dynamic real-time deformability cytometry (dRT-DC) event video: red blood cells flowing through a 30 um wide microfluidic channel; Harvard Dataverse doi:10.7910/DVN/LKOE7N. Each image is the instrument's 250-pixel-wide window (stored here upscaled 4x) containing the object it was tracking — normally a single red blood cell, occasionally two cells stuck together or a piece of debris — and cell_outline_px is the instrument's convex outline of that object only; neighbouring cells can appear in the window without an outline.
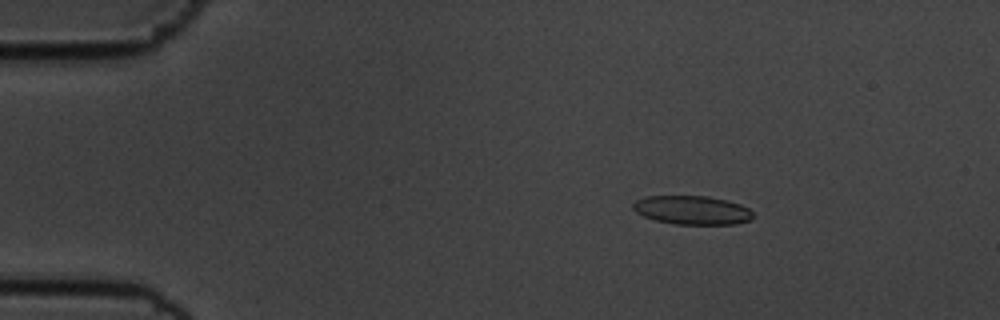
{"species": "common noctule bat (a hibernating species)", "species_latin": "Nyctalus noctula", "temperature_condition": "cold", "stored_images_in_passage": 48, "camera_frame_rate_fps": 3000, "um_per_image_px": 0.085, "animal": {"sex": "male", "body_mass_g": 19.5, "forearm_length_mm": 54.6}, "frame": {"image": 1, "passage_image": 1, "time_ms": 0.0, "image_size_px": [1000, 320], "cell_outline_px": [[752, 220], [736, 224], [672, 224], [656, 220], [644, 216], [636, 212], [632, 208], [632, 204], [636, 200], [644, 196], [708, 196], [728, 200], [740, 204], [748, 208], [752, 212]], "centroid_in_image_um": [58.83, 17.85], "position_along_channel_um": 26.2, "area_um2": 20.23}}
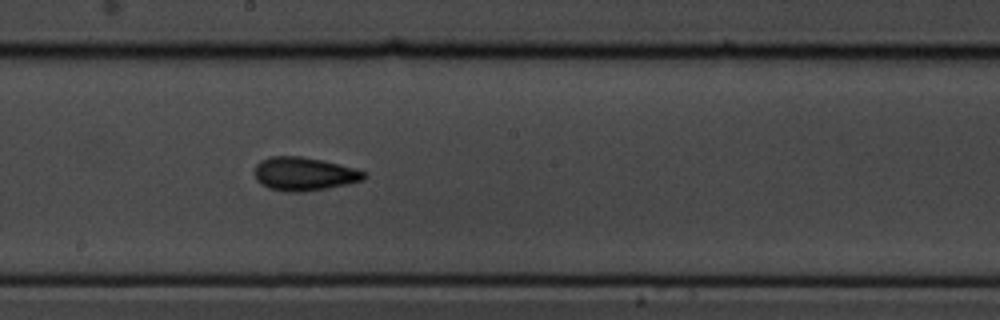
{"frame": {"image": 2, "passage_image": 23, "time_ms": 7.333, "image_size_px": [1000, 320], "cell_outline_px": [[368, 176], [364, 180], [348, 184], [304, 192], [288, 192], [268, 188], [260, 184], [256, 180], [256, 164], [260, 160], [268, 156], [300, 156], [324, 160], [356, 168], [364, 172]], "centroid_in_image_um": [25.86, 14.78], "position_along_channel_um": 222.3, "area_um2": 21.56}}
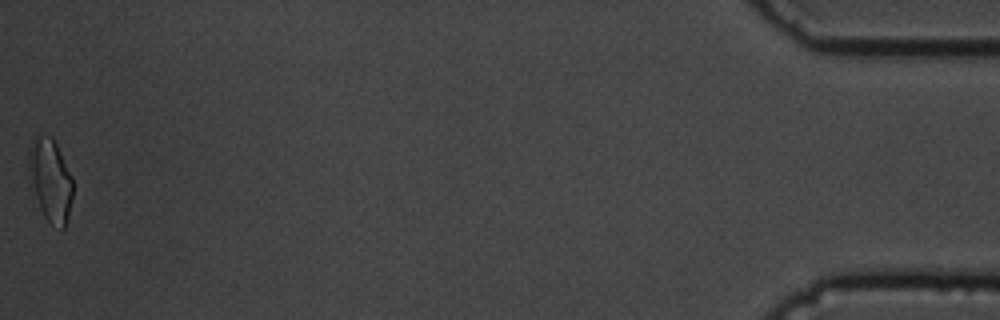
{"frame": {"image": 3, "passage_image": 48, "time_ms": 15.667, "image_size_px": [1000, 320], "cell_outline_px": [[72, 200], [68, 216], [64, 228], [60, 228], [52, 224], [44, 216], [28, 184], [28, 152], [32, 140], [36, 136], [52, 136], [72, 176]], "centroid_in_image_um": [4.25, 15.3], "position_along_channel_um": 431.0, "area_um2": 21.44}, "authors_computed_cell_mechanics": {"area_um2": 19.9699, "velocity_mm_per_s": 3.6087, "shape_relaxation_time_tau1_ms": 8.5276, "shape_relaxation_time_tau2_ms": 2.4799, "deformation_change_tau1": 0.1649, "deformation_change_tau2": 0.0779}}